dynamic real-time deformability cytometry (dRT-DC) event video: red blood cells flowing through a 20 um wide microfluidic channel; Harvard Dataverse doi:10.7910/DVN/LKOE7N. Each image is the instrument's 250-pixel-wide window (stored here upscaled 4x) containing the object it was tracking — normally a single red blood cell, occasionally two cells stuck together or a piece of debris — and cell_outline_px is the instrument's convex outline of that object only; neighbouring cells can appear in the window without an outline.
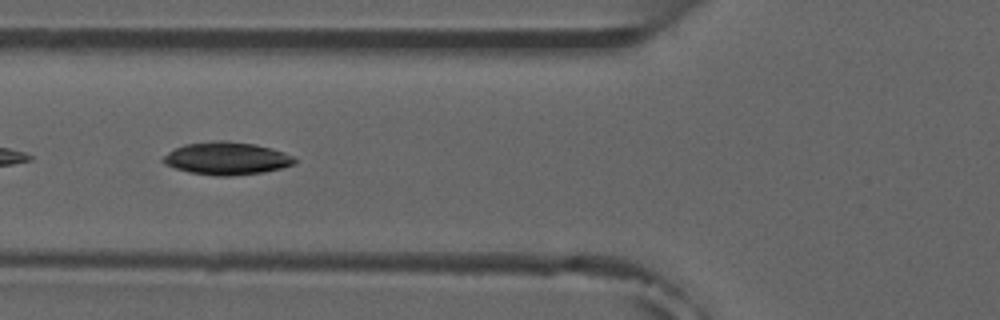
{"species": "common noctule bat (a hibernating species)", "species_latin": "Nyctalus noctula", "temperature_condition": "room temperature", "stored_images_in_passage": 7, "camera_frame_rate_fps": 3000, "um_per_image_px": 0.085, "animal": {"sex": "male", "forearm_length_mm": 52.5}, "frame": {"image": 1, "passage_image": 5, "time_ms": 4.667, "image_size_px": [1000, 320], "cell_outline_px": [[296, 164], [264, 172], [232, 176], [216, 176], [188, 172], [164, 164], [160, 160], [168, 152], [184, 144], [212, 140], [228, 140], [256, 144], [272, 148], [284, 152], [292, 156], [296, 160]], "centroid_in_image_um": [19.26, 13.45], "position_along_channel_um": 106.5, "area_um2": 25.32}}
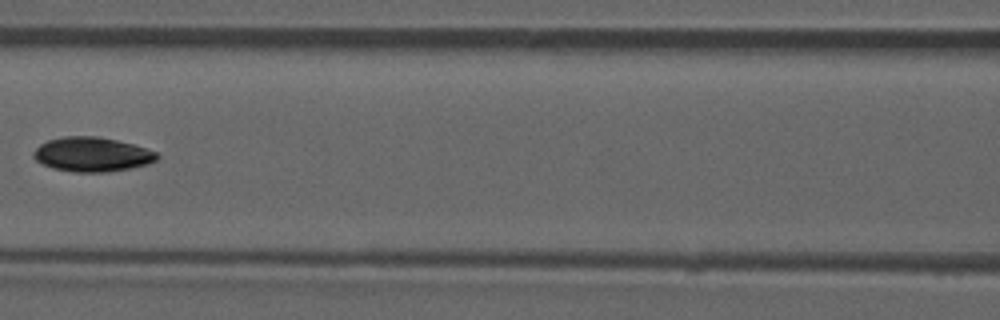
{"frame": {"image": 2, "passage_image": 6, "time_ms": 6.0, "image_size_px": [1000, 320], "cell_outline_px": [[160, 156], [156, 160], [148, 164], [132, 168], [108, 172], [72, 172], [52, 168], [36, 160], [32, 156], [32, 152], [40, 144], [48, 140], [64, 136], [96, 136], [116, 140], [132, 144], [156, 152]], "centroid_in_image_um": [7.81, 13.13], "position_along_channel_um": 158.8, "area_um2": 24.8}}